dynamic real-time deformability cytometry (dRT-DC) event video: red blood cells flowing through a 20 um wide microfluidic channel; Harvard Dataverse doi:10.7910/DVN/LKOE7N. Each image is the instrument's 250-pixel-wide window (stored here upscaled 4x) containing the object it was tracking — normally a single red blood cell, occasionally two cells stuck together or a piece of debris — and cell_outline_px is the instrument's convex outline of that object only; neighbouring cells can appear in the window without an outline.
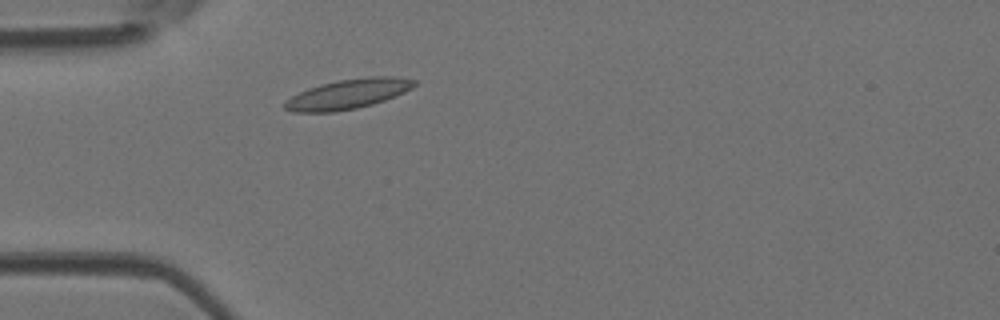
{"species": "Egyptian fruit bat (a non-hibernating species)", "species_latin": "Rousettus aegyptiacus", "temperature_condition": "room temperature", "stored_images_in_passage": 2, "camera_frame_rate_fps": 3000, "um_per_image_px": 0.085, "animal": {"sex": "female"}, "frame": {"image": 1, "passage_image": 2, "time_ms": 0.333, "image_size_px": [1000, 320], "cell_outline_px": [[416, 84], [412, 88], [404, 92], [384, 100], [372, 104], [356, 108], [332, 112], [292, 112], [284, 108], [284, 100], [308, 88], [320, 84], [340, 80], [368, 76], [396, 76], [416, 80]], "centroid_in_image_um": [29.57, 7.98], "position_along_channel_um": 55.4, "area_um2": 22.43}}